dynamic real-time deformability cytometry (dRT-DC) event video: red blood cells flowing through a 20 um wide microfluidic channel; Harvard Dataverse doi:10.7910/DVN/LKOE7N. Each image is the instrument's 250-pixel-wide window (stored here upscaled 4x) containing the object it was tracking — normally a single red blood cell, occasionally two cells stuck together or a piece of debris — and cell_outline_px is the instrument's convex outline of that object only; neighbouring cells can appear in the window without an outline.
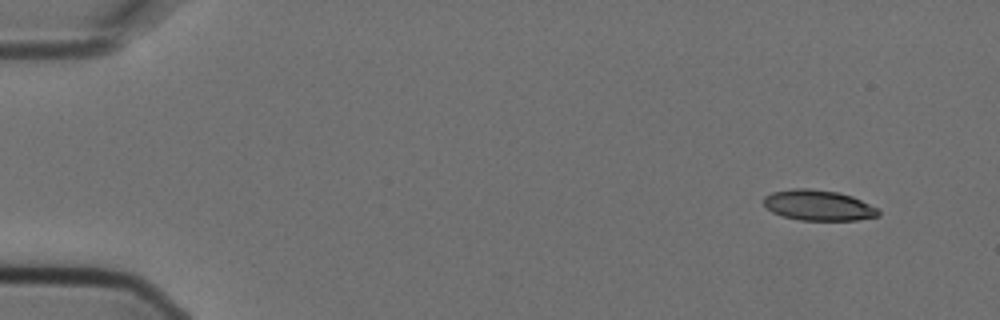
{"species": "Egyptian fruit bat (a non-hibernating species)", "species_latin": "Rousettus aegyptiacus", "temperature_condition": "cold", "stored_images_in_passage": 4, "camera_frame_rate_fps": 3000, "um_per_image_px": 0.085, "animal": {"sex": "female"}, "frame": {"image": 1, "passage_image": 1, "time_ms": 0.0, "image_size_px": [1000, 320], "cell_outline_px": [[880, 216], [856, 220], [800, 220], [784, 216], [772, 212], [764, 204], [764, 196], [772, 192], [792, 188], [808, 188], [836, 192], [852, 196], [876, 208], [880, 212]], "centroid_in_image_um": [69.55, 17.45], "position_along_channel_um": 15.5, "area_um2": 20.23}}